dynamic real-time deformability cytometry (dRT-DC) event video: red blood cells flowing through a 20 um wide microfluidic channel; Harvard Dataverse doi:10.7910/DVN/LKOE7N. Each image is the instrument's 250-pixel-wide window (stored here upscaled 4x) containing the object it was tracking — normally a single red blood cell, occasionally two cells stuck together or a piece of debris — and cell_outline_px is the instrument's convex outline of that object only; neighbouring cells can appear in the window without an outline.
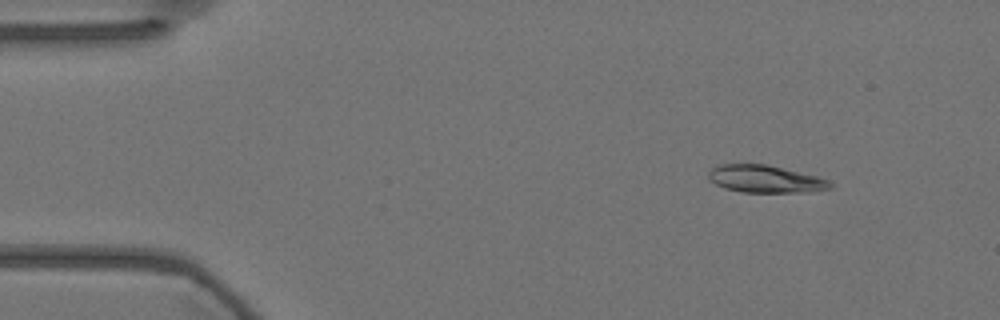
{"species": "Egyptian fruit bat (a non-hibernating species)", "species_latin": "Rousettus aegyptiacus", "temperature_condition": "warm", "stored_images_in_passage": 56, "camera_frame_rate_fps": 3000, "um_per_image_px": 0.085, "animal": {"sex": "female"}, "frame": {"image": 1, "passage_image": 7, "time_ms": 2.0, "image_size_px": [1000, 320], "cell_outline_px": [[832, 188], [812, 192], [740, 192], [724, 188], [708, 180], [708, 172], [712, 168], [720, 164], [768, 164], [816, 176], [828, 180], [832, 184]], "centroid_in_image_um": [65.03, 15.22], "position_along_channel_um": 20.0, "area_um2": 19.54}}
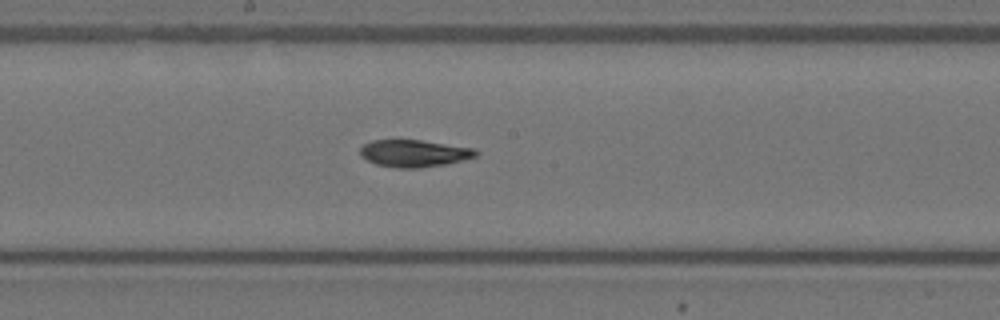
{"frame": {"image": 2, "passage_image": 30, "time_ms": 9.667, "image_size_px": [1000, 320], "cell_outline_px": [[480, 152], [476, 156], [444, 164], [420, 168], [396, 168], [376, 164], [360, 156], [360, 148], [364, 144], [372, 140], [420, 140], [476, 148]], "centroid_in_image_um": [35.19, 13.03], "position_along_channel_um": 213.0, "area_um2": 18.26}}
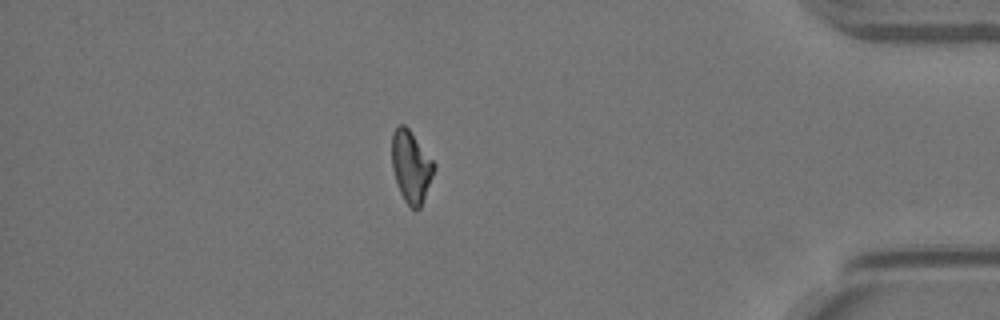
{"frame": {"image": 3, "passage_image": 49, "time_ms": 16.0, "image_size_px": [1000, 320], "cell_outline_px": [[436, 168], [420, 208], [412, 208], [404, 200], [400, 192], [392, 168], [392, 132], [400, 124], [404, 124], [408, 128], [436, 164]], "centroid_in_image_um": [34.95, 14.14], "position_along_channel_um": 400.3, "area_um2": 17.46}, "authors_computed_cell_mechanics": {"area_um2": 18.9295, "velocity_mm_per_s": 3.5919, "shape_relaxation_time_tau1_ms": 6.4269, "shape_relaxation_time_tau2_ms": 5.2185, "deformation_change_tau1": 0.1963, "deformation_change_tau2": 0.0855}}